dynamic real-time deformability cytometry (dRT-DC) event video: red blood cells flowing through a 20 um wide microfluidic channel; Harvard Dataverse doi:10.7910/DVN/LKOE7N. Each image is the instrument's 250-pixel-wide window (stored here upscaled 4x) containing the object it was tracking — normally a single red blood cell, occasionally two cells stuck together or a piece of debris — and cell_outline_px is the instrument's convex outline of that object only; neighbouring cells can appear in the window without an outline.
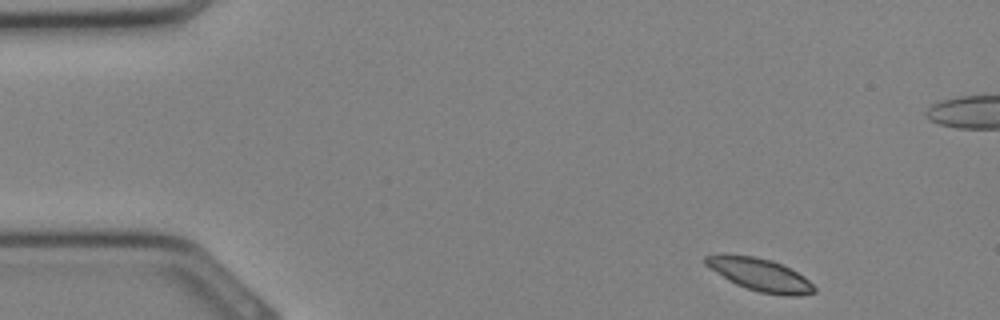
{"species": "Egyptian fruit bat (a non-hibernating species)", "species_latin": "Rousettus aegyptiacus", "temperature_condition": "cold", "stored_images_in_passage": 31, "camera_frame_rate_fps": 3000, "um_per_image_px": 0.085, "animal": {"sex": "female"}, "frame": {"image": 1, "passage_image": 1, "time_ms": 0.0, "image_size_px": [1000, 320], "cell_outline_px": [[816, 292], [800, 296], [792, 296], [760, 292], [736, 284], [728, 280], [704, 264], [704, 256], [756, 256], [772, 260], [804, 276], [816, 288]], "centroid_in_image_um": [64.65, 23.37], "position_along_channel_um": 20.4, "area_um2": 20.06}}
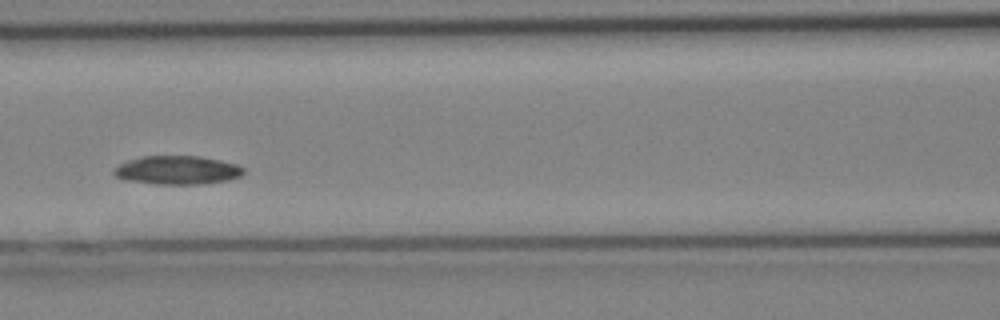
{"frame": {"image": 2, "passage_image": 12, "time_ms": 3.667, "image_size_px": [1000, 320], "cell_outline_px": [[244, 172], [240, 176], [228, 180], [196, 184], [156, 184], [124, 180], [116, 176], [112, 172], [120, 164], [128, 160], [140, 156], [200, 156], [220, 160], [236, 164], [244, 168]], "centroid_in_image_um": [15.06, 14.46], "position_along_channel_um": 151.5, "area_um2": 21.56}}
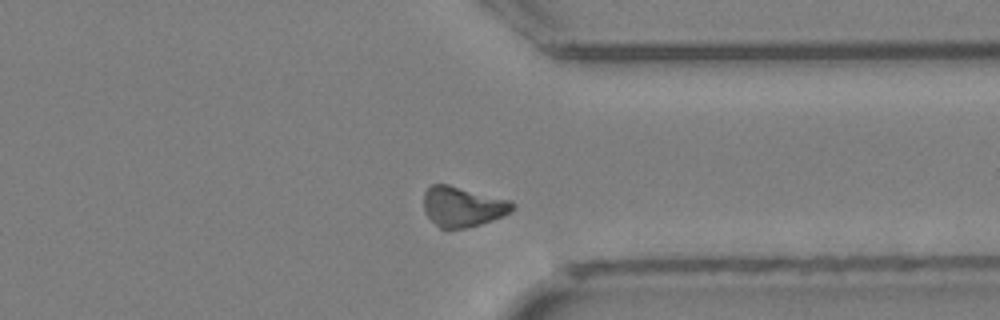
{"frame": {"image": 3, "passage_image": 23, "time_ms": 7.333, "image_size_px": [1000, 320], "cell_outline_px": [[516, 208], [512, 212], [492, 220], [480, 224], [448, 232], [440, 228], [424, 212], [424, 192], [432, 184], [448, 184], [508, 200], [516, 204]], "centroid_in_image_um": [39.32, 17.59], "position_along_channel_um": 372.1, "area_um2": 20.92}}